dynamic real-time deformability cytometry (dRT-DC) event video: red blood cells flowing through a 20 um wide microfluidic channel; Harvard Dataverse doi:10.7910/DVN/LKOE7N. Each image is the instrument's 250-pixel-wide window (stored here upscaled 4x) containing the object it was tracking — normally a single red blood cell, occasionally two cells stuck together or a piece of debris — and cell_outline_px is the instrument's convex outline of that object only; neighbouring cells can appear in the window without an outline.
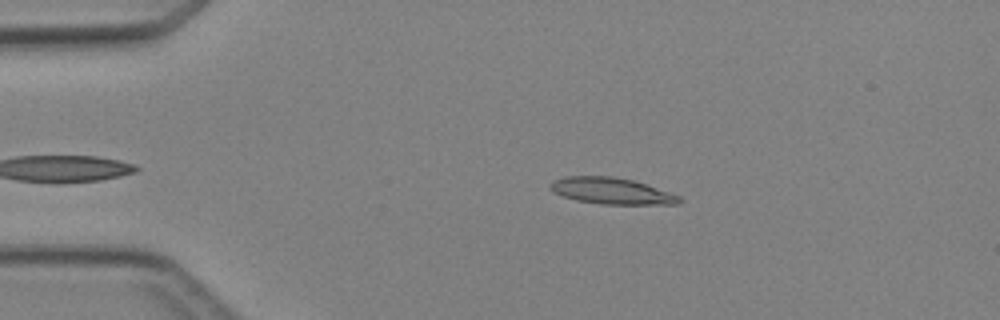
{"species": "Egyptian fruit bat (a non-hibernating species)", "species_latin": "Rousettus aegyptiacus", "temperature_condition": "cold", "stored_images_in_passage": 2, "camera_frame_rate_fps": 3000, "um_per_image_px": 0.085, "animal": {"sex": "female"}, "frame": {"image": 1, "passage_image": 1, "time_ms": 0.0, "image_size_px": [1000, 320], "cell_outline_px": [[684, 200], [680, 204], [604, 204], [576, 200], [552, 192], [548, 188], [556, 180], [564, 176], [612, 176], [632, 180], [680, 196]], "centroid_in_image_um": [51.98, 16.23], "position_along_channel_um": 33.0, "area_um2": 19.59}}